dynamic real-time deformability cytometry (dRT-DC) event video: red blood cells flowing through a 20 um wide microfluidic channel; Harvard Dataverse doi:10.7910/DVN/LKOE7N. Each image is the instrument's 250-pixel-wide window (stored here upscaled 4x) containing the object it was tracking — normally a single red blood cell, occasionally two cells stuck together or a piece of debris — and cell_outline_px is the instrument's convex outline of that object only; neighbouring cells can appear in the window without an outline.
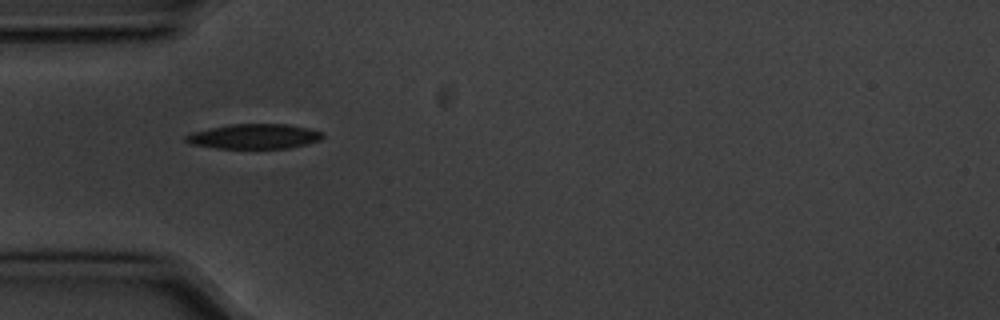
{"species": "common noctule bat (a hibernating species)", "species_latin": "Nyctalus noctula", "temperature_condition": "cold", "stored_images_in_passage": 40, "camera_frame_rate_fps": 3000, "um_per_image_px": 0.085, "animal": {"sex": "male", "body_mass_g": 20.1, "forearm_length_mm": 53.5}, "frame": {"image": 1, "passage_image": 1, "time_ms": 0.0, "image_size_px": [1000, 320], "cell_outline_px": [[324, 136], [320, 140], [288, 148], [216, 148], [188, 144], [184, 140], [184, 136], [192, 132], [232, 124], [288, 124], [308, 128], [320, 132]], "centroid_in_image_um": [21.56, 11.59], "position_along_channel_um": 63.4, "area_um2": 19.65}}
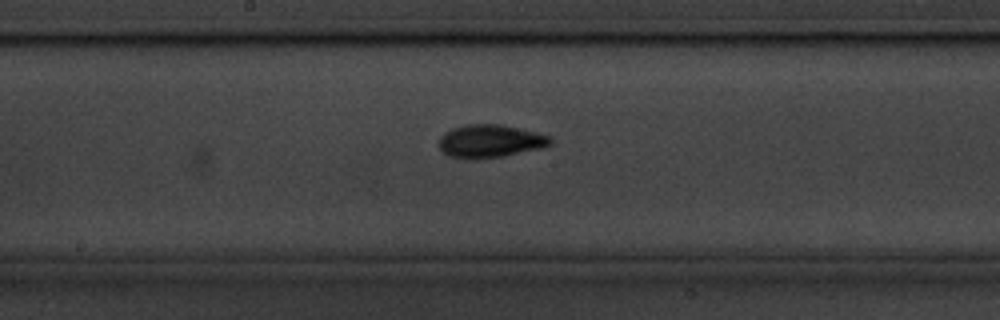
{"frame": {"image": 2, "passage_image": 13, "time_ms": 4.0, "image_size_px": [1000, 320], "cell_outline_px": [[552, 144], [540, 148], [504, 156], [472, 160], [468, 160], [448, 156], [436, 144], [440, 136], [444, 132], [452, 128], [464, 124], [500, 124], [536, 132], [552, 136]], "centroid_in_image_um": [41.62, 12.0], "position_along_channel_um": 206.6, "area_um2": 21.79}}
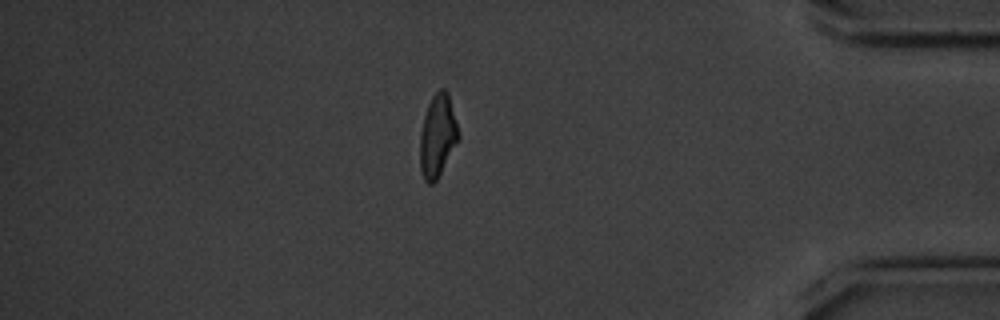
{"frame": {"image": 3, "passage_image": 32, "time_ms": 10.333, "image_size_px": [1000, 320], "cell_outline_px": [[460, 136], [436, 180], [432, 184], [428, 184], [424, 180], [420, 172], [420, 132], [424, 116], [428, 104], [432, 96], [440, 88], [444, 88], [448, 92]], "centroid_in_image_um": [37.17, 11.53], "position_along_channel_um": 398.0, "area_um2": 18.32}, "authors_computed_cell_mechanics": {"area_um2": 19.074, "velocity_mm_per_s": 3.5734, "shape_relaxation_time_tau1_ms": 2.8968, "shape_relaxation_time_tau2_ms": 5.6213, "deformation_change_tau1": 0.1289, "deformation_change_tau2": 0.1259}}